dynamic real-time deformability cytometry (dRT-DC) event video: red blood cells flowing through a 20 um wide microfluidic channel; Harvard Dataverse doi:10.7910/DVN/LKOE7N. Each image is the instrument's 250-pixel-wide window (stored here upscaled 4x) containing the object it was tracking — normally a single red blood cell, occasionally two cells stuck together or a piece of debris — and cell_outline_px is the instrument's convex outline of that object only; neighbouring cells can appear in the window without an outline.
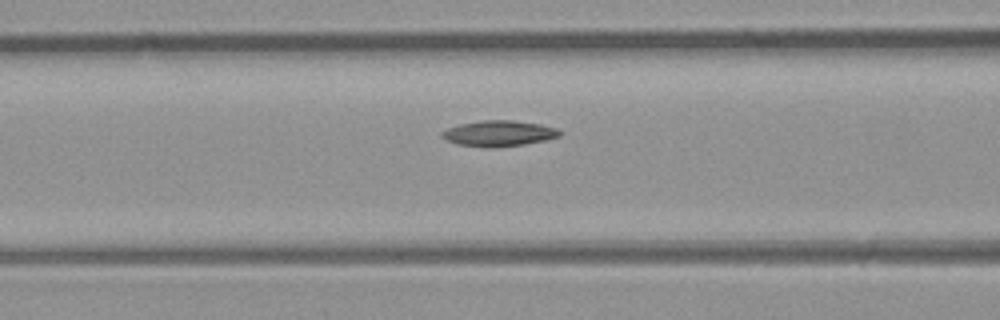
{"species": "common noctule bat (a hibernating species)", "species_latin": "Nyctalus noctula", "temperature_condition": "room temperature", "stored_images_in_passage": 14, "camera_frame_rate_fps": 3000, "um_per_image_px": 0.085, "animal": {"sex": "male", "body_mass_g": 23.1, "forearm_length_mm": 52.7}, "frame": {"image": 1, "passage_image": 12, "time_ms": 3.667, "image_size_px": [1000, 320], "cell_outline_px": [[560, 136], [544, 140], [524, 144], [492, 148], [484, 148], [456, 144], [440, 136], [440, 132], [448, 128], [460, 124], [480, 120], [512, 120], [540, 124], [556, 128], [560, 132]], "centroid_in_image_um": [42.35, 11.34], "position_along_channel_um": 124.2, "area_um2": 17.69}}